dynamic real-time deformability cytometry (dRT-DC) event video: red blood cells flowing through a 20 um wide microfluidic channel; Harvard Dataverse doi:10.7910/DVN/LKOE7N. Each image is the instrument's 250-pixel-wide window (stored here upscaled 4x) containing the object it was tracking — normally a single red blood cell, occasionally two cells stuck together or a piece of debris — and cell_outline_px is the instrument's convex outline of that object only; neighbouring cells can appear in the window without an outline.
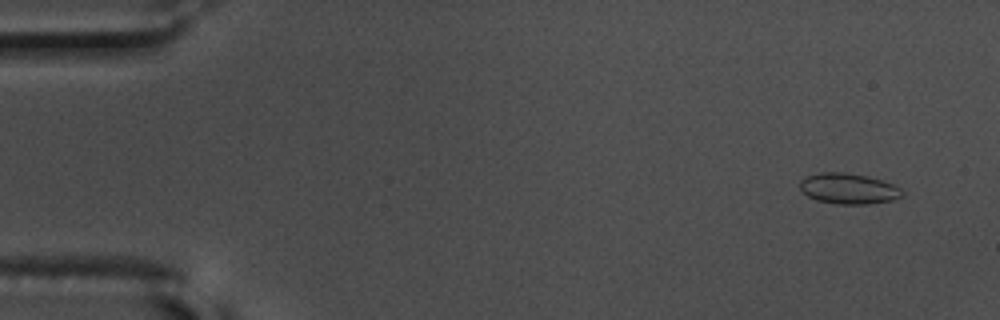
{"species": "common noctule bat (a hibernating species)", "species_latin": "Nyctalus noctula", "temperature_condition": "warm", "stored_images_in_passage": 54, "camera_frame_rate_fps": 3000, "um_per_image_px": 0.085, "animal": {"sex": "male", "body_mass_g": 17.5, "forearm_length_mm": 52.3}, "frame": {"image": 1, "passage_image": 1, "time_ms": 0.0, "image_size_px": [1000, 320], "cell_outline_px": [[904, 196], [892, 200], [868, 204], [836, 204], [816, 200], [808, 196], [800, 188], [800, 180], [808, 176], [820, 172], [844, 172], [868, 176], [884, 180], [900, 188], [904, 192]], "centroid_in_image_um": [72.15, 16.03], "position_along_channel_um": 12.8, "area_um2": 18.38}}
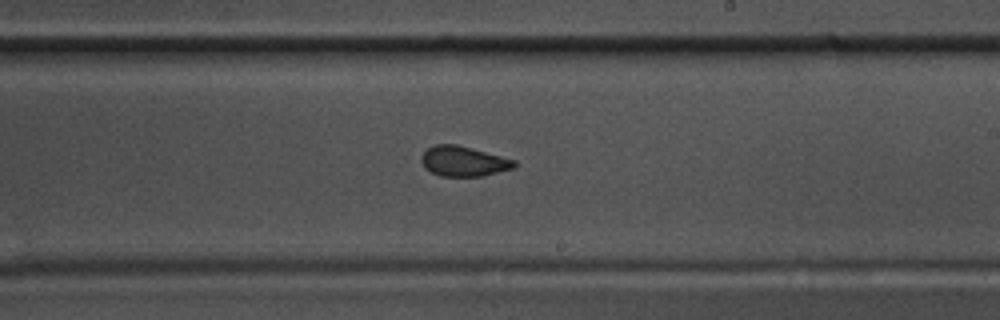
{"frame": {"image": 2, "passage_image": 31, "time_ms": 10.0, "image_size_px": [1000, 320], "cell_outline_px": [[516, 168], [480, 176], [440, 176], [424, 168], [420, 160], [420, 156], [428, 148], [436, 144], [456, 144], [516, 160]], "centroid_in_image_um": [39.39, 13.71], "position_along_channel_um": 249.6, "area_um2": 16.3}}
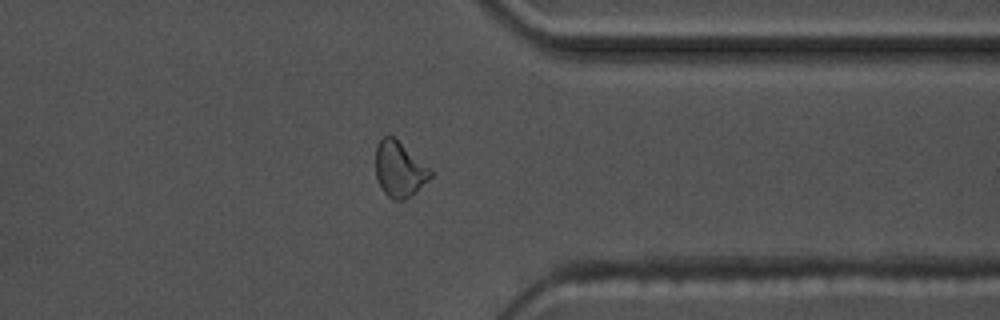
{"frame": {"image": 3, "passage_image": 42, "time_ms": 13.667, "image_size_px": [1000, 320], "cell_outline_px": [[432, 176], [416, 192], [404, 200], [392, 200], [384, 192], [376, 176], [376, 144], [384, 136], [392, 136], [432, 168]], "centroid_in_image_um": [33.97, 14.39], "position_along_channel_um": 377.4, "area_um2": 17.69}, "authors_computed_cell_mechanics": {"area_um2": 16.8487, "velocity_mm_per_s": 3.6245, "shape_relaxation_time_tau1_ms": null, "shape_relaxation_time_tau2_ms": 1.9579, "deformation_change_tau1": null, "deformation_change_tau2": 0.0477}}